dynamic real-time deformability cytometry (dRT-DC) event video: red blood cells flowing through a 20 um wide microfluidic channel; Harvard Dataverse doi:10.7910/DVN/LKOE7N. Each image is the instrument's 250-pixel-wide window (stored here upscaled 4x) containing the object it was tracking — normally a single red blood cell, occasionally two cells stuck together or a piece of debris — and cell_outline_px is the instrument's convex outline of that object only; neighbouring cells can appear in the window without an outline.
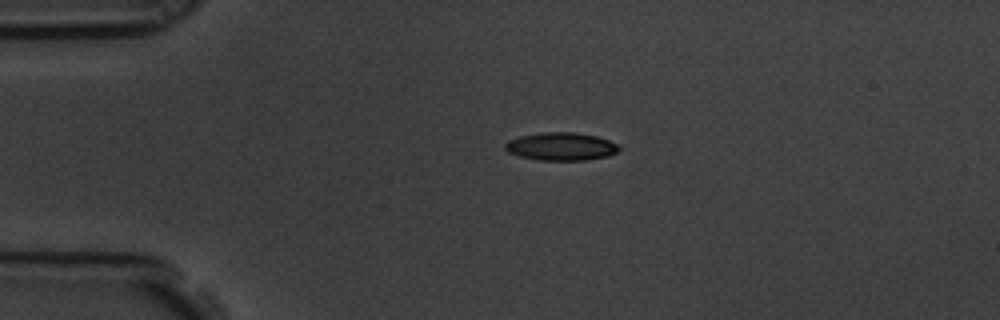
{"species": "common noctule bat (a hibernating species)", "species_latin": "Nyctalus noctula", "temperature_condition": "room temperature", "stored_images_in_passage": 4, "camera_frame_rate_fps": 3000, "um_per_image_px": 0.085, "animal": {"sex": "male", "body_mass_g": 19.5, "forearm_length_mm": 54.6}, "frame": {"image": 1, "passage_image": 3, "time_ms": 0.667, "image_size_px": [1000, 320], "cell_outline_px": [[620, 148], [616, 152], [608, 156], [584, 160], [536, 160], [520, 156], [508, 152], [504, 148], [504, 144], [508, 140], [520, 136], [544, 132], [576, 132], [596, 136], [608, 140], [616, 144]], "centroid_in_image_um": [47.66, 12.45], "position_along_channel_um": 37.3, "area_um2": 18.5}}